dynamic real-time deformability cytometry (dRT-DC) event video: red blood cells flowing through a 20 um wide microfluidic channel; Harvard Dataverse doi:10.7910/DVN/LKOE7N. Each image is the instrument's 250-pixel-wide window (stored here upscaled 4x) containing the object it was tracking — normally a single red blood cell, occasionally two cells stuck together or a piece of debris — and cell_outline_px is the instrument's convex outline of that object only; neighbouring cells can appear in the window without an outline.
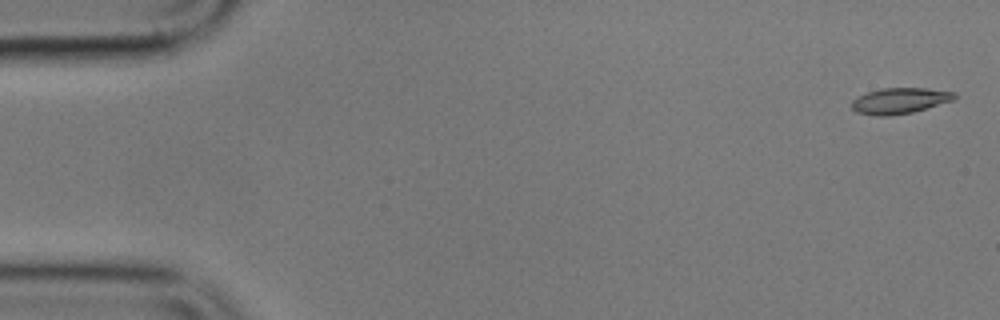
{"species": "common noctule bat (a hibernating species)", "species_latin": "Nyctalus noctula", "temperature_condition": "cold", "stored_images_in_passage": 5, "camera_frame_rate_fps": 3000, "um_per_image_px": 0.085, "animal": {"sex": "male", "body_mass_g": 17.9}, "frame": {"image": 1, "passage_image": 1, "time_ms": 0.0, "image_size_px": [1000, 320], "cell_outline_px": [[956, 100], [912, 112], [888, 116], [876, 116], [856, 112], [852, 108], [852, 100], [856, 96], [868, 92], [884, 88], [928, 88], [956, 92]], "centroid_in_image_um": [76.5, 8.56], "position_along_channel_um": 8.5, "area_um2": 15.61}}
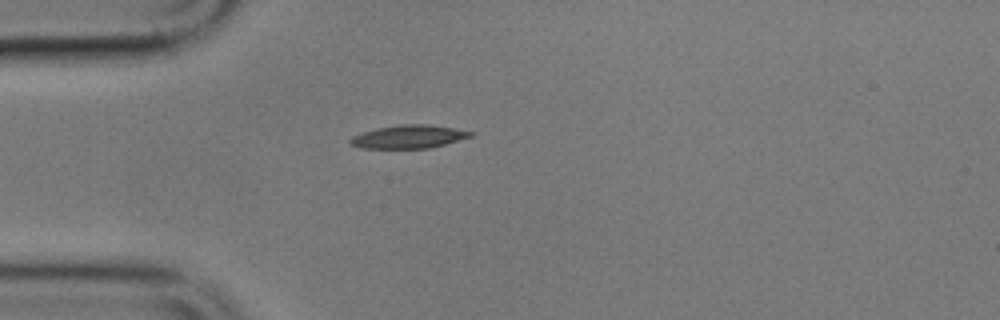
{"frame": {"image": 2, "passage_image": 5, "time_ms": 4.667, "image_size_px": [1000, 320], "cell_outline_px": [[472, 136], [444, 144], [428, 148], [360, 148], [348, 144], [348, 140], [352, 136], [376, 128], [400, 124], [428, 124], [452, 128], [472, 132]], "centroid_in_image_um": [34.66, 11.62], "position_along_channel_um": 50.3, "area_um2": 16.13}}